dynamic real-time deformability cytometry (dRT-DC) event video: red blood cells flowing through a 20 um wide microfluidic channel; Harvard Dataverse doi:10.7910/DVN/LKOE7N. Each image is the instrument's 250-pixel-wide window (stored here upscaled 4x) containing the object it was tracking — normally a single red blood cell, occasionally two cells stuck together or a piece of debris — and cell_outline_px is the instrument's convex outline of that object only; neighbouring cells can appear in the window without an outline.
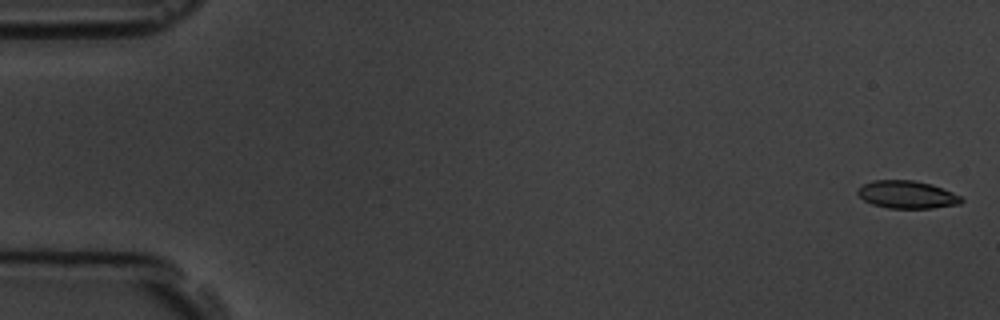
{"species": "common noctule bat (a hibernating species)", "species_latin": "Nyctalus noctula", "temperature_condition": "room temperature", "stored_images_in_passage": 5, "camera_frame_rate_fps": 3000, "um_per_image_px": 0.085, "animal": {"sex": "male", "body_mass_g": 19.5, "forearm_length_mm": 54.6}, "frame": {"image": 1, "passage_image": 1, "time_ms": 0.0, "image_size_px": [1000, 320], "cell_outline_px": [[964, 200], [960, 204], [932, 208], [888, 208], [872, 204], [864, 200], [856, 192], [856, 188], [872, 180], [912, 180], [932, 184], [952, 192], [960, 196]], "centroid_in_image_um": [77.08, 16.54], "position_along_channel_um": 7.9, "area_um2": 16.76}}
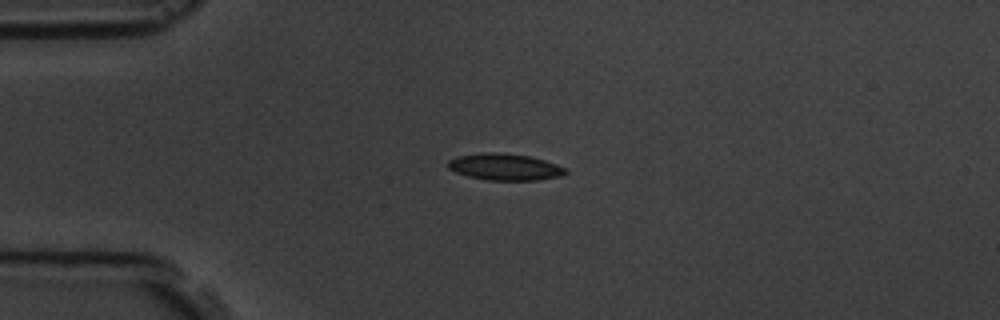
{"frame": {"image": 2, "passage_image": 4, "time_ms": 4.333, "image_size_px": [1000, 320], "cell_outline_px": [[568, 172], [560, 176], [536, 180], [488, 180], [468, 176], [456, 172], [448, 168], [448, 160], [456, 156], [484, 152], [496, 152], [528, 156], [544, 160], [556, 164], [564, 168]], "centroid_in_image_um": [42.87, 14.18], "position_along_channel_um": 42.1, "area_um2": 18.09}}